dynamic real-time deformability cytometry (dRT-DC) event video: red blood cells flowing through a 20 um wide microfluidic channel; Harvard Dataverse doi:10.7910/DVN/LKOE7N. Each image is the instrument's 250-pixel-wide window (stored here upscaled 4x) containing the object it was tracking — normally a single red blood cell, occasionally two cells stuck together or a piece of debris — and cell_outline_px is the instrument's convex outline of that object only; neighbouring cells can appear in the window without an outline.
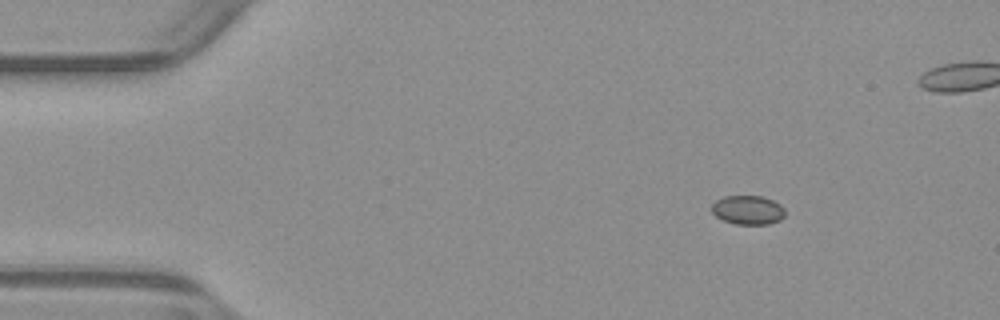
{"species": "common noctule bat (a hibernating species)", "species_latin": "Nyctalus noctula", "temperature_condition": "warm", "stored_images_in_passage": 9, "camera_frame_rate_fps": 3000, "um_per_image_px": 0.085, "animal": {"sex": "male", "body_mass_g": 23.1, "forearm_length_mm": 52.7}, "frame": {"image": 1, "passage_image": 1, "time_ms": 0.0, "image_size_px": [1000, 320], "cell_outline_px": [[784, 216], [780, 220], [768, 224], [736, 224], [724, 220], [716, 216], [712, 212], [712, 204], [716, 200], [724, 196], [764, 196], [780, 204], [784, 208]], "centroid_in_image_um": [63.58, 17.84], "position_along_channel_um": 21.4, "area_um2": 12.37}}